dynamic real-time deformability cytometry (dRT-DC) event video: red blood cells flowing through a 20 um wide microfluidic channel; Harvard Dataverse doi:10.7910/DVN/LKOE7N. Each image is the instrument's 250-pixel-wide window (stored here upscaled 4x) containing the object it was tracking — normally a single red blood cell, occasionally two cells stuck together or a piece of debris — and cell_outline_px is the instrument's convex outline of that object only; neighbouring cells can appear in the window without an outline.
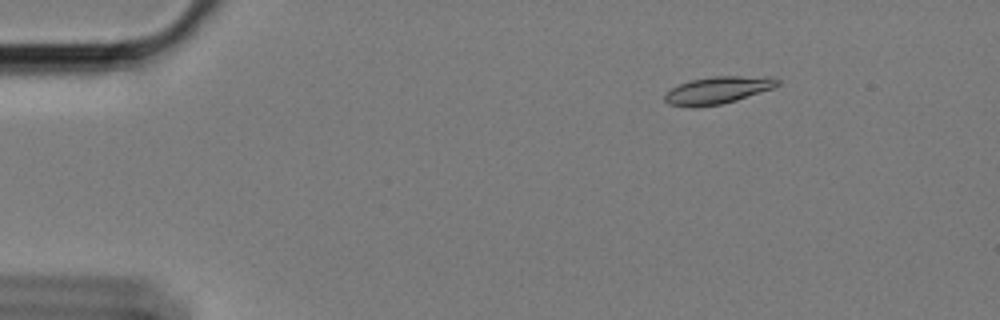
{"species": "Egyptian fruit bat (a non-hibernating species)", "species_latin": "Rousettus aegyptiacus", "temperature_condition": "cold", "stored_images_in_passage": 52, "camera_frame_rate_fps": 3000, "um_per_image_px": 0.085, "animal": {"sex": "female"}, "frame": {"image": 1, "passage_image": 1, "time_ms": 0.0, "image_size_px": [1000, 320], "cell_outline_px": [[780, 84], [772, 88], [736, 100], [720, 104], [692, 108], [668, 104], [664, 100], [664, 96], [672, 88], [680, 84], [692, 80], [712, 76], [768, 76], [780, 80]], "centroid_in_image_um": [61.01, 7.66], "position_along_channel_um": 24.0, "area_um2": 17.8}}
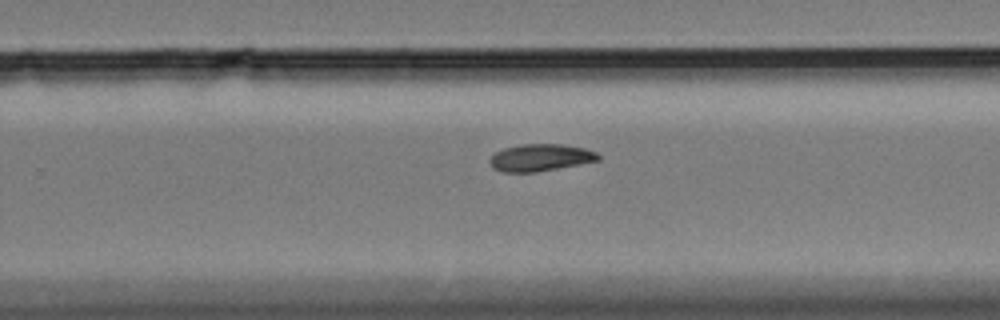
{"frame": {"image": 2, "passage_image": 31, "time_ms": 10.0, "image_size_px": [1000, 320], "cell_outline_px": [[600, 160], [580, 164], [536, 172], [504, 172], [492, 168], [488, 160], [496, 152], [504, 148], [520, 144], [564, 144], [584, 148], [596, 152], [600, 156]], "centroid_in_image_um": [45.93, 13.39], "position_along_channel_um": 283.9, "area_um2": 17.17}}
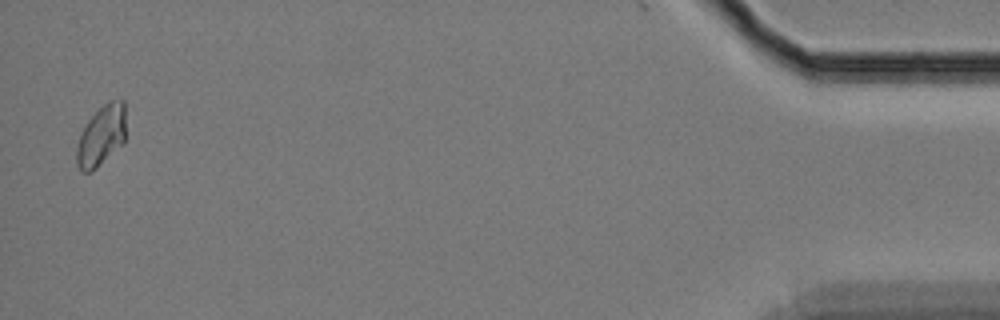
{"frame": {"image": 3, "passage_image": 51, "time_ms": 16.667, "image_size_px": [1000, 320], "cell_outline_px": [[124, 140], [92, 172], [80, 172], [76, 164], [76, 148], [80, 132], [84, 124], [108, 100], [124, 100]], "centroid_in_image_um": [8.55, 11.54], "position_along_channel_um": 426.6, "area_um2": 17.11}, "authors_computed_cell_mechanics": {"area_um2": 17.34, "velocity_mm_per_s": 3.3684, "shape_relaxation_time_tau1_ms": 6.2217, "shape_relaxation_time_tau2_ms": null, "deformation_change_tau1": 0.1117, "deformation_change_tau2": null}}